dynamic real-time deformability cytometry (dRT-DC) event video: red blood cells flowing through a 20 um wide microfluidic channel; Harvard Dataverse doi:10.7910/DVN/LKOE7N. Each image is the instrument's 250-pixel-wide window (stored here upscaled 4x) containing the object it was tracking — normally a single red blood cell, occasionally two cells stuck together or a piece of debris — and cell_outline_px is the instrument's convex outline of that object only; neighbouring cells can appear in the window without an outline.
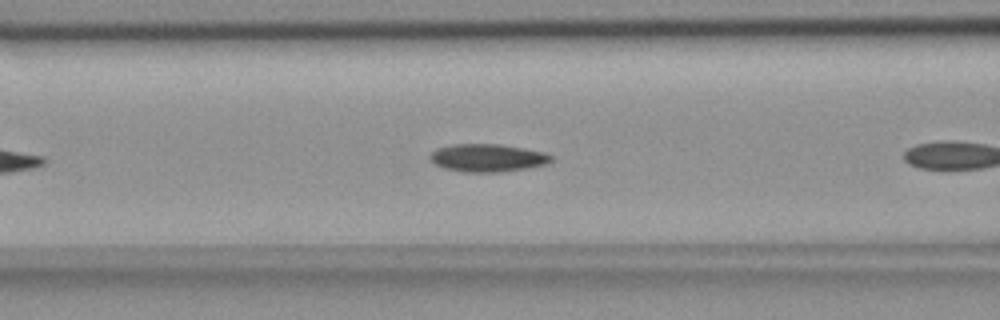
{"species": "common noctule bat (a hibernating species)", "species_latin": "Nyctalus noctula", "temperature_condition": "room temperature", "stored_images_in_passage": 9, "camera_frame_rate_fps": 3000, "um_per_image_px": 0.085, "animal": {"sex": "female", "body_mass_g": 18.4}, "frame": {"image": 1, "passage_image": 8, "time_ms": 2.333, "image_size_px": [1000, 320], "cell_outline_px": [[552, 160], [544, 164], [524, 168], [500, 172], [464, 172], [444, 168], [428, 160], [428, 156], [436, 148], [452, 144], [500, 144], [524, 148], [544, 152], [552, 156]], "centroid_in_image_um": [41.38, 13.41], "position_along_channel_um": 125.2, "area_um2": 19.59}}